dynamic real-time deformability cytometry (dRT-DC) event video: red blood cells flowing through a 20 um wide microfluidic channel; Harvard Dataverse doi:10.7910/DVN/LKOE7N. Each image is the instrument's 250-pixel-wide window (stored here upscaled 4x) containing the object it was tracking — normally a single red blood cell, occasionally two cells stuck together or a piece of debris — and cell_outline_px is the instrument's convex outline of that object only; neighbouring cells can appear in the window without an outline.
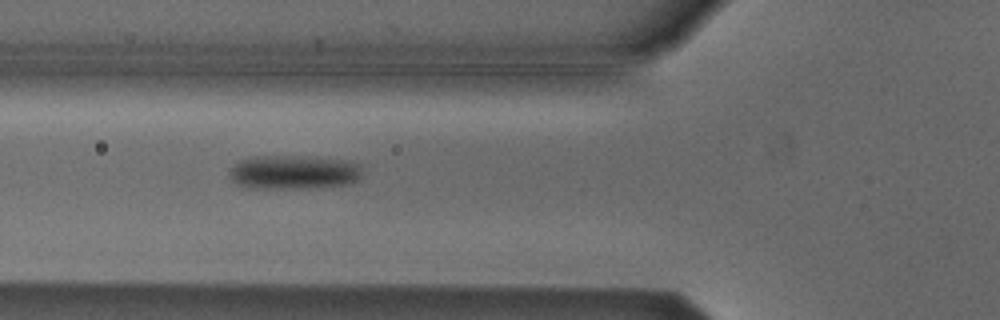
{"species": "Egyptian fruit bat (a non-hibernating species)", "species_latin": "Rousettus aegyptiacus", "temperature_condition": "cold", "stored_images_in_passage": 6, "camera_frame_rate_fps": 3000, "um_per_image_px": 0.085, "animal": {"sex": "male"}, "frame": {"image": 1, "passage_image": 5, "time_ms": 1.333, "image_size_px": [1000, 320], "cell_outline_px": [[364, 172], [360, 180], [352, 184], [300, 188], [248, 188], [236, 184], [232, 180], [228, 172], [236, 160], [252, 156], [304, 156], [340, 160], [360, 164]], "centroid_in_image_um": [24.95, 14.63], "position_along_channel_um": 100.9, "area_um2": 26.76}}
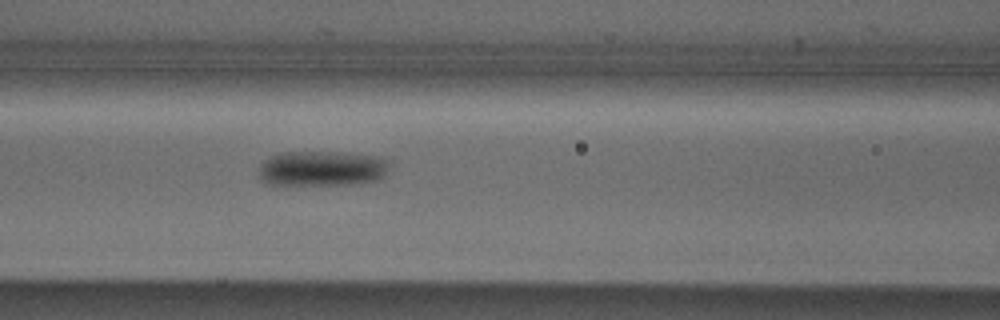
{"frame": {"image": 2, "passage_image": 6, "time_ms": 1.667, "image_size_px": [1000, 320], "cell_outline_px": [[392, 160], [384, 176], [380, 180], [356, 184], [268, 184], [260, 180], [260, 168], [264, 160], [280, 152], [340, 152], [384, 156]], "centroid_in_image_um": [27.47, 14.3], "position_along_channel_um": 139.1, "area_um2": 27.17}}